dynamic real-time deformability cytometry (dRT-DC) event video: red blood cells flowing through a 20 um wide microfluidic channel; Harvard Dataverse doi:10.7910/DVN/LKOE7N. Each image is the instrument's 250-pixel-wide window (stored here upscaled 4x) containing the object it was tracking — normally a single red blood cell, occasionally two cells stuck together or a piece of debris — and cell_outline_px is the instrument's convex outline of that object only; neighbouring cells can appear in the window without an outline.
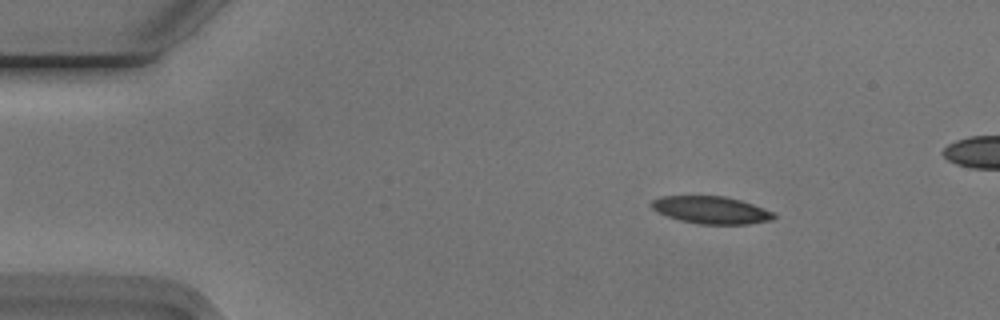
{"species": "Egyptian fruit bat (a non-hibernating species)", "species_latin": "Rousettus aegyptiacus", "temperature_condition": "cold", "stored_images_in_passage": 50, "camera_frame_rate_fps": 3000, "um_per_image_px": 0.085, "animal": {"sex": "male"}, "frame": {"image": 1, "passage_image": 7, "time_ms": 2.0, "image_size_px": [1000, 320], "cell_outline_px": [[776, 216], [772, 220], [748, 224], [700, 224], [680, 220], [656, 212], [648, 204], [652, 200], [660, 196], [724, 196], [740, 200], [776, 212]], "centroid_in_image_um": [60.44, 17.85], "position_along_channel_um": 24.6, "area_um2": 19.65}}
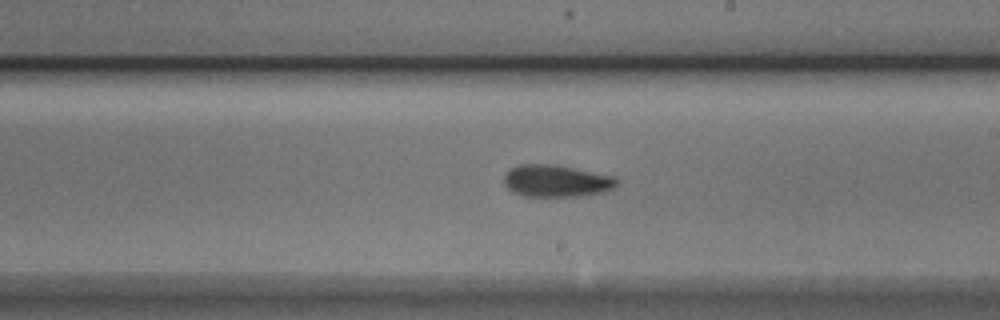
{"frame": {"image": 2, "passage_image": 30, "time_ms": 9.667, "image_size_px": [1000, 320], "cell_outline_px": [[620, 180], [612, 188], [604, 192], [584, 196], [524, 196], [512, 192], [504, 184], [504, 176], [508, 168], [520, 164], [556, 164], [612, 176]], "centroid_in_image_um": [47.25, 15.37], "position_along_channel_um": 241.7, "area_um2": 21.21}}
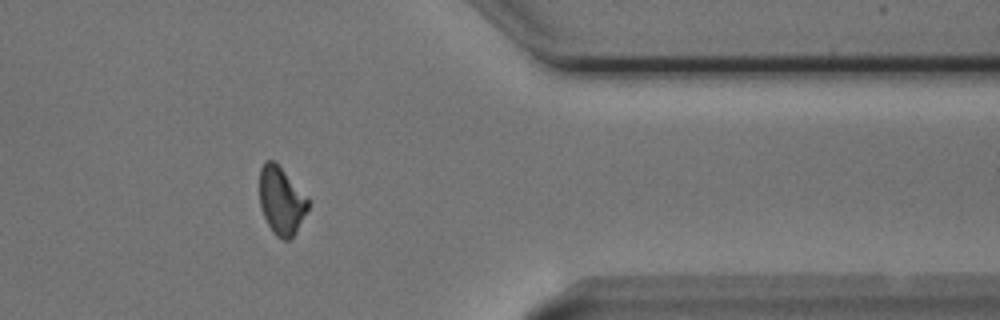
{"frame": {"image": 3, "passage_image": 43, "time_ms": 14.0, "image_size_px": [1000, 320], "cell_outline_px": [[308, 208], [296, 232], [288, 240], [284, 240], [276, 236], [268, 224], [264, 216], [260, 204], [260, 168], [268, 160], [272, 160], [308, 196]], "centroid_in_image_um": [23.92, 17.08], "position_along_channel_um": 387.5, "area_um2": 18.73}}